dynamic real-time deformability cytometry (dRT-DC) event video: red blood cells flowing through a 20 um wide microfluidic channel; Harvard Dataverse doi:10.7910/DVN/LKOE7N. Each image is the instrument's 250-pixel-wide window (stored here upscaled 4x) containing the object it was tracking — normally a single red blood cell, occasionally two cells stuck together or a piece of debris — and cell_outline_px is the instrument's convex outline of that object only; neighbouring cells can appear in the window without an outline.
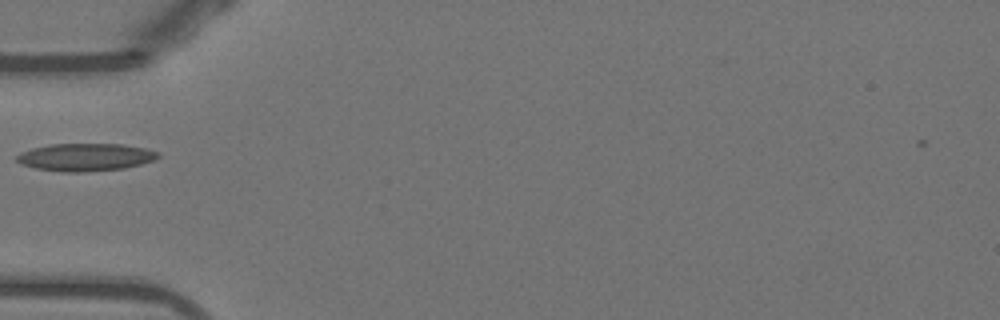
{"species": "Egyptian fruit bat (a non-hibernating species)", "species_latin": "Rousettus aegyptiacus", "temperature_condition": "warm", "stored_images_in_passage": 3, "camera_frame_rate_fps": 3000, "um_per_image_px": 0.085, "animal": {"sex": "female"}, "frame": {"image": 1, "passage_image": 1, "time_ms": 0.0, "image_size_px": [1000, 320], "cell_outline_px": [[160, 156], [156, 160], [124, 168], [80, 172], [64, 172], [36, 168], [20, 164], [16, 160], [16, 156], [20, 152], [32, 148], [48, 144], [120, 144], [144, 148], [160, 152]], "centroid_in_image_um": [7.25, 13.35], "position_along_channel_um": 77.7, "area_um2": 22.77}}